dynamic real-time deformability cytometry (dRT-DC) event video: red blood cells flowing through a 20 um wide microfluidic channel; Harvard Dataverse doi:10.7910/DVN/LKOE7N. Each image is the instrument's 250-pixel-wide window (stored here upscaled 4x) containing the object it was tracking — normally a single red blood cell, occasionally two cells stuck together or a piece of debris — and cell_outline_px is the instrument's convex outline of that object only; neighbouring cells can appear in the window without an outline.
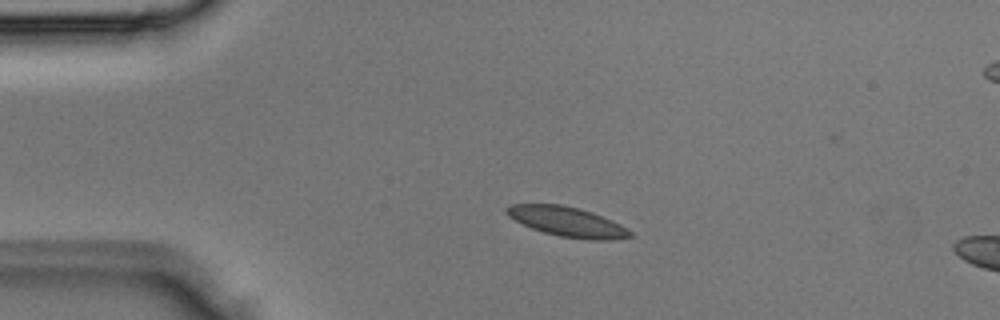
{"species": "Egyptian fruit bat (a non-hibernating species)", "species_latin": "Rousettus aegyptiacus", "temperature_condition": "room temperature", "stored_images_in_passage": 3, "camera_frame_rate_fps": 3000, "um_per_image_px": 0.085, "animal": {"sex": "male"}, "frame": {"image": 1, "passage_image": 2, "time_ms": 0.333, "image_size_px": [1000, 320], "cell_outline_px": [[632, 236], [616, 240], [588, 240], [560, 236], [544, 232], [532, 228], [508, 216], [504, 212], [504, 208], [512, 204], [560, 204], [580, 208], [592, 212], [612, 220], [620, 224], [632, 232]], "centroid_in_image_um": [48.23, 18.84], "position_along_channel_um": 36.8, "area_um2": 21.44}}